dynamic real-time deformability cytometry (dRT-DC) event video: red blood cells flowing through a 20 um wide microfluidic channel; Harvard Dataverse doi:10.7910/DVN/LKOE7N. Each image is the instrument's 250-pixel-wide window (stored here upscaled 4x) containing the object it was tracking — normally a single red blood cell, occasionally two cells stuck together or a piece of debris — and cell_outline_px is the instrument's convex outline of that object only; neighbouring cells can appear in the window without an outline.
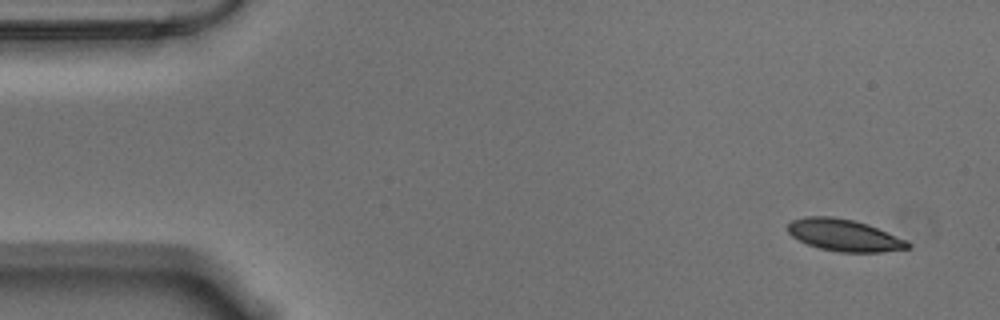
{"species": "Egyptian fruit bat (a non-hibernating species)", "species_latin": "Rousettus aegyptiacus", "temperature_condition": "warm", "stored_images_in_passage": 54, "camera_frame_rate_fps": 3000, "um_per_image_px": 0.085, "animal": {"sex": "male"}, "frame": {"image": 1, "passage_image": 1, "time_ms": 0.0, "image_size_px": [1000, 320], "cell_outline_px": [[912, 244], [908, 248], [880, 252], [840, 252], [820, 248], [808, 244], [792, 236], [788, 232], [788, 224], [792, 220], [804, 216], [832, 216], [852, 220], [868, 224], [908, 240]], "centroid_in_image_um": [71.77, 19.98], "position_along_channel_um": 13.2, "area_um2": 22.25}}
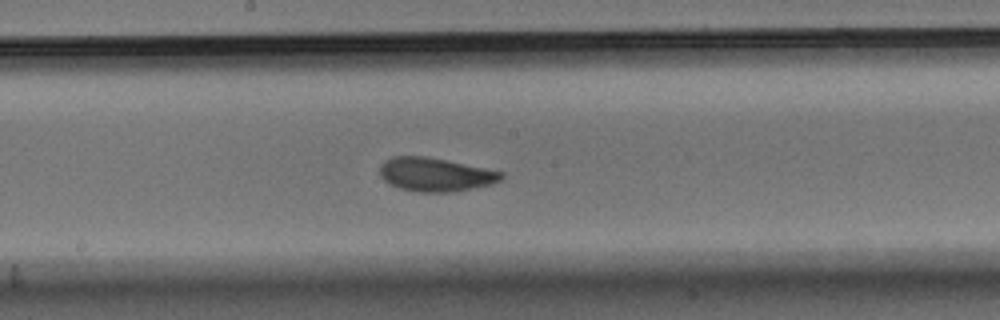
{"frame": {"image": 2, "passage_image": 27, "time_ms": 8.667, "image_size_px": [1000, 320], "cell_outline_px": [[504, 176], [500, 180], [492, 184], [452, 192], [420, 192], [400, 188], [388, 184], [380, 176], [380, 164], [384, 160], [392, 156], [424, 156], [504, 172]], "centroid_in_image_um": [36.97, 14.84], "position_along_channel_um": 211.2, "area_um2": 23.7}}
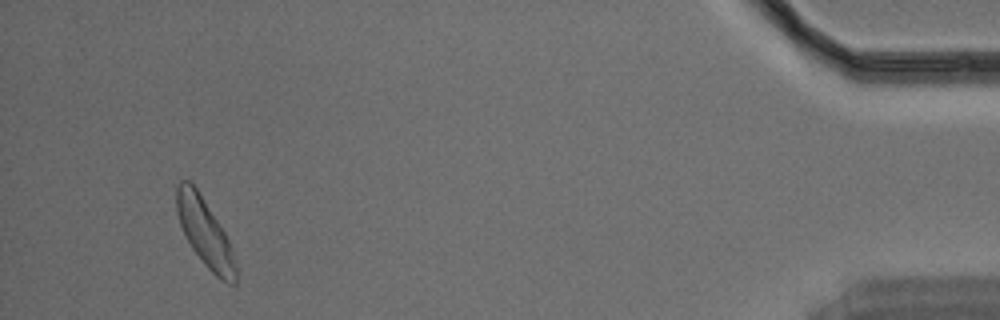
{"frame": {"image": 3, "passage_image": 51, "time_ms": 16.667, "image_size_px": [1000, 320], "cell_outline_px": [[236, 284], [228, 284], [216, 276], [204, 264], [192, 248], [180, 224], [176, 212], [176, 188], [180, 180], [188, 180], [196, 188], [224, 232], [232, 248], [236, 264]], "centroid_in_image_um": [17.41, 19.79], "position_along_channel_um": 417.8, "area_um2": 22.95}, "authors_computed_cell_mechanics": {"area_um2": 23.2067, "velocity_mm_per_s": 3.527, "shape_relaxation_time_tau1_ms": 3.0102, "shape_relaxation_time_tau2_ms": 2.9514, "deformation_change_tau1": 0.1144, "deformation_change_tau2": 0.0772}}